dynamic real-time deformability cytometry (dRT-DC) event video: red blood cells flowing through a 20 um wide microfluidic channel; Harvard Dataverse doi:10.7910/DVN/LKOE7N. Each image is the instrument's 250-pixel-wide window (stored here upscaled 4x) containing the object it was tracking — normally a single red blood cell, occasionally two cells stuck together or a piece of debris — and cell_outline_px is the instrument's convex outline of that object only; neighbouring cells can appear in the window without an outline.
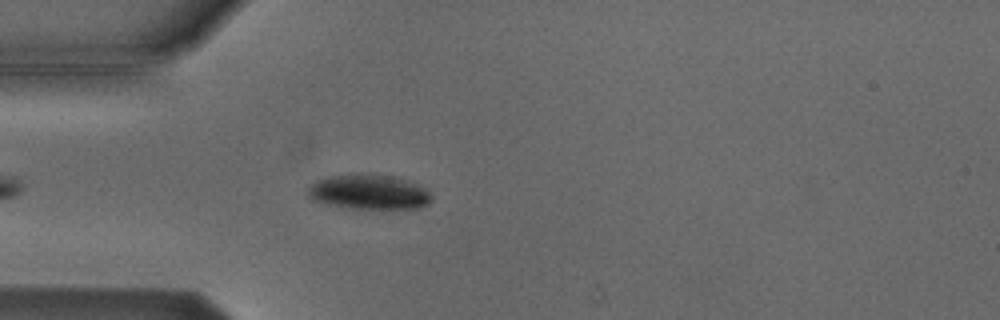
{"species": "Egyptian fruit bat (a non-hibernating species)", "species_latin": "Rousettus aegyptiacus", "temperature_condition": "cold", "stored_images_in_passage": 3, "camera_frame_rate_fps": 3000, "um_per_image_px": 0.085, "animal": {"sex": "male"}, "frame": {"image": 1, "passage_image": 3, "time_ms": 2.333, "image_size_px": [1000, 320], "cell_outline_px": [[432, 200], [428, 204], [420, 208], [348, 208], [328, 204], [312, 200], [308, 196], [308, 184], [316, 180], [328, 176], [372, 172], [392, 176], [408, 180], [424, 188], [432, 196]], "centroid_in_image_um": [31.33, 16.29], "position_along_channel_um": 53.7, "area_um2": 25.43}}